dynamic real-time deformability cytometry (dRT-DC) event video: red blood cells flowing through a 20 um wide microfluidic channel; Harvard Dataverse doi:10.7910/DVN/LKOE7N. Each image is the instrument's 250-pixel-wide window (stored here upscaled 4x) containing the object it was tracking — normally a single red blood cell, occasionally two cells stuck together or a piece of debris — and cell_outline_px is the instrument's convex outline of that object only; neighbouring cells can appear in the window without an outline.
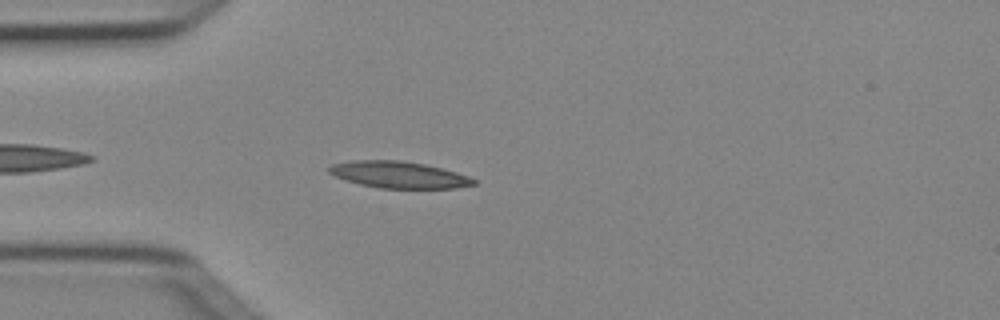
{"species": "Egyptian fruit bat (a non-hibernating species)", "species_latin": "Rousettus aegyptiacus", "temperature_condition": "cold", "stored_images_in_passage": 4, "camera_frame_rate_fps": 3000, "um_per_image_px": 0.085, "animal": {"sex": "female"}, "frame": {"image": 1, "passage_image": 4, "time_ms": 1.0, "image_size_px": [1000, 320], "cell_outline_px": [[476, 184], [456, 188], [380, 188], [360, 184], [336, 176], [328, 172], [328, 168], [332, 164], [352, 160], [400, 160], [424, 164], [456, 172], [468, 176], [476, 180]], "centroid_in_image_um": [33.9, 14.85], "position_along_channel_um": 51.1, "area_um2": 22.25}}